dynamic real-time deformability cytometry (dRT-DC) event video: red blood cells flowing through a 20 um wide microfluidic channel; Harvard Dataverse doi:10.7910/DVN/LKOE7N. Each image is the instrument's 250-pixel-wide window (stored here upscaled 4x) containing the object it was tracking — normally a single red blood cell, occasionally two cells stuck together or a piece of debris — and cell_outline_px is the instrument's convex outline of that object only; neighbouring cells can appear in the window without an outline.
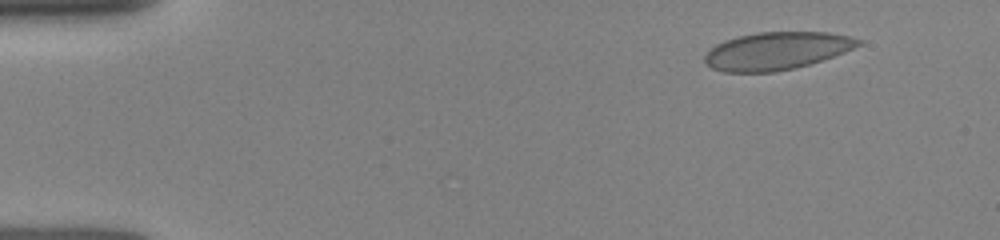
{"species": "human", "species_latin": "Homo sapiens", "temperature_condition": "room temperature", "stored_images_in_passage": 24, "camera_frame_rate_fps": 3000, "um_per_image_px": 0.085, "donor": {"sex": "female"}, "frame": {"image": 1, "passage_image": 1, "time_ms": 0.0, "image_size_px": [1000, 240], "cell_outline_px": [[864, 40], [860, 44], [844, 52], [796, 68], [776, 72], [724, 72], [712, 68], [704, 64], [704, 56], [716, 44], [724, 40], [756, 32], [828, 32], [852, 36]], "centroid_in_image_um": [66.0, 4.32], "position_along_channel_um": 19.0, "area_um2": 33.7}}
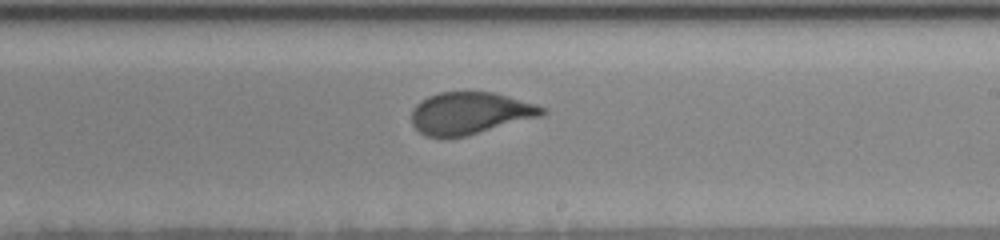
{"frame": {"image": 2, "passage_image": 13, "time_ms": 8.0, "image_size_px": [1000, 240], "cell_outline_px": [[548, 112], [540, 116], [468, 136], [444, 140], [424, 136], [412, 124], [412, 108], [420, 100], [428, 96], [440, 92], [492, 92], [508, 96], [536, 104], [548, 108]], "centroid_in_image_um": [39.92, 9.65], "position_along_channel_um": 249.1, "area_um2": 32.6}}
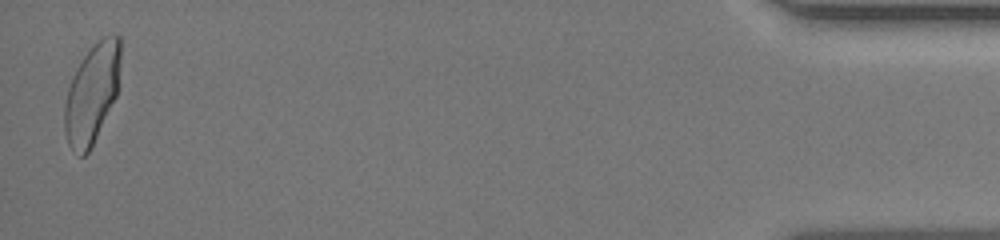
{"frame": {"image": 3, "passage_image": 24, "time_ms": 14.333, "image_size_px": [1000, 240], "cell_outline_px": [[120, 60], [116, 96], [88, 152], [84, 156], [80, 156], [72, 152], [68, 144], [64, 132], [64, 104], [68, 88], [72, 76], [84, 56], [104, 36], [112, 32], [120, 36]], "centroid_in_image_um": [7.79, 7.96], "position_along_channel_um": 427.4, "area_um2": 32.02}}